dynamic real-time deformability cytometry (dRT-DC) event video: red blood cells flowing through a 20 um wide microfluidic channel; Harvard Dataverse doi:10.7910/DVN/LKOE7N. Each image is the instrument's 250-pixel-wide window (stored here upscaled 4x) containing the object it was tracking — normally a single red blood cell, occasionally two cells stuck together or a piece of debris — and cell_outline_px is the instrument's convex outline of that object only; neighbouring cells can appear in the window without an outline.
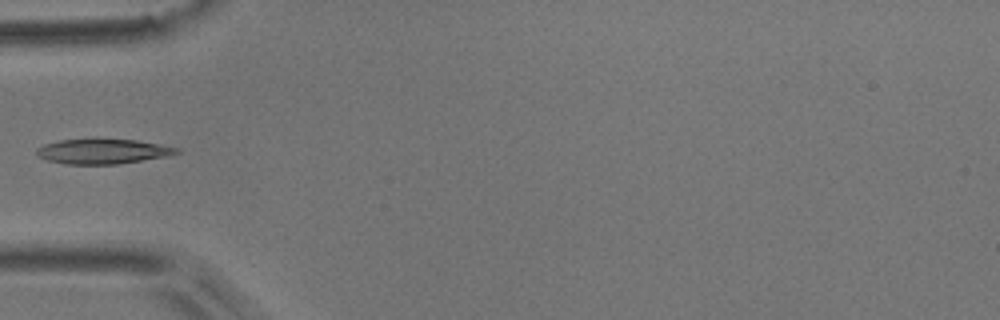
{"species": "common noctule bat (a hibernating species)", "species_latin": "Nyctalus noctula", "temperature_condition": "room temperature", "stored_images_in_passage": 6, "camera_frame_rate_fps": 3000, "um_per_image_px": 0.085, "animal": {"sex": "male", "body_mass_g": 17.9}, "frame": {"image": 1, "passage_image": 5, "time_ms": 1.333, "image_size_px": [1000, 320], "cell_outline_px": [[180, 152], [168, 156], [120, 164], [68, 164], [48, 160], [36, 156], [36, 148], [44, 144], [60, 140], [92, 136], [96, 136], [136, 140], [180, 148]], "centroid_in_image_um": [8.71, 12.82], "position_along_channel_um": 76.3, "area_um2": 21.21}}
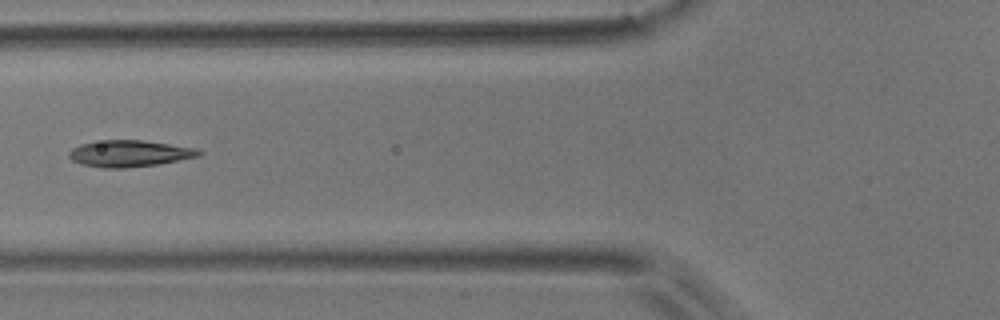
{"frame": {"image": 2, "passage_image": 6, "time_ms": 1.667, "image_size_px": [1000, 320], "cell_outline_px": [[204, 152], [200, 156], [160, 164], [124, 168], [104, 168], [80, 164], [72, 160], [68, 156], [68, 152], [72, 148], [80, 144], [104, 140], [144, 140], [196, 148]], "centroid_in_image_um": [11.01, 13.05], "position_along_channel_um": 114.8, "area_um2": 20.23}}